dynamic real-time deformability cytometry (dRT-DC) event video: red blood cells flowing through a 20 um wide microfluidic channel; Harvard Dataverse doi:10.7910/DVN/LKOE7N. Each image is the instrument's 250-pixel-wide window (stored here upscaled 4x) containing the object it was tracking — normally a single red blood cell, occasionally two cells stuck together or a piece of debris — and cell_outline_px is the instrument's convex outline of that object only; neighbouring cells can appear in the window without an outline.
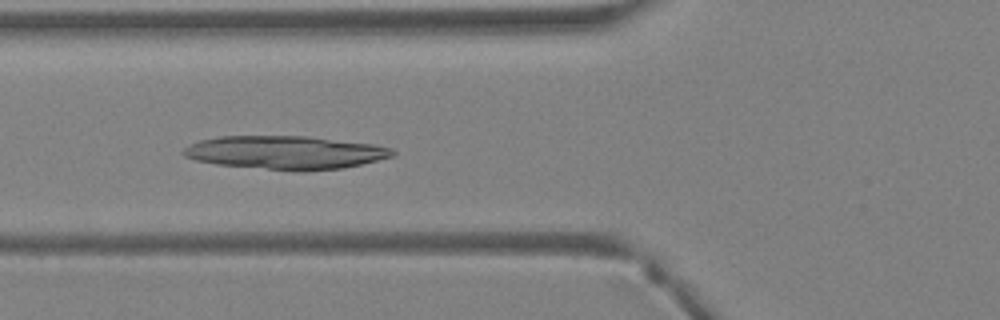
{"species": "Egyptian fruit bat (a non-hibernating species)", "species_latin": "Rousettus aegyptiacus", "temperature_condition": "warm", "stored_images_in_passage": 22, "camera_frame_rate_fps": 3000, "um_per_image_px": 0.085, "animal": {"sex": "female"}, "frame": {"image": 1, "passage_image": 15, "time_ms": 4.667, "image_size_px": [1000, 320], "cell_outline_px": [[396, 152], [392, 156], [360, 164], [340, 168], [300, 172], [296, 172], [216, 164], [196, 160], [184, 156], [180, 152], [184, 148], [200, 140], [220, 136], [304, 136], [376, 144], [392, 148]], "centroid_in_image_um": [24.24, 12.97], "position_along_channel_um": 101.6, "area_um2": 40.69}}
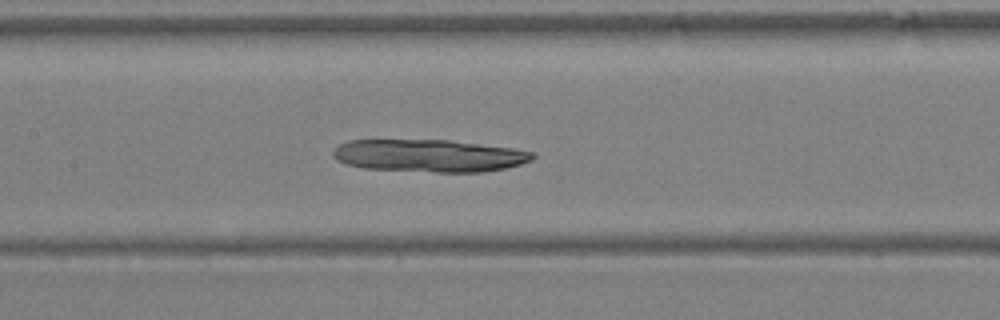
{"frame": {"image": 2, "passage_image": 19, "time_ms": 6.0, "image_size_px": [1000, 320], "cell_outline_px": [[536, 156], [532, 160], [520, 164], [504, 168], [484, 172], [436, 172], [364, 168], [348, 164], [336, 160], [332, 156], [332, 152], [340, 144], [348, 140], [448, 140], [512, 148], [536, 152]], "centroid_in_image_um": [36.49, 13.23], "position_along_channel_um": 170.9, "area_um2": 37.74}}
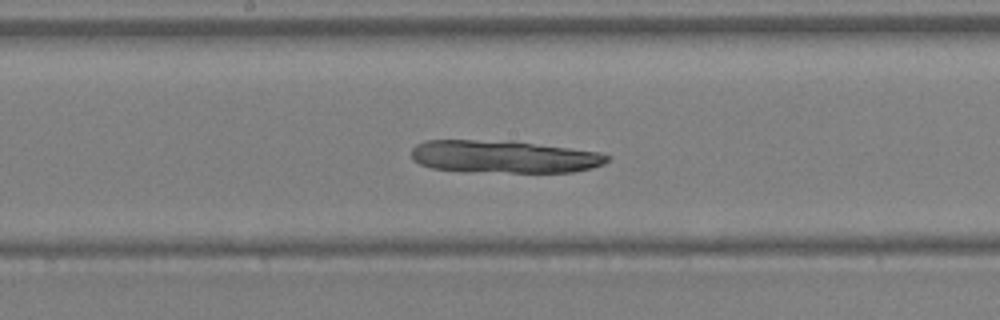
{"frame": {"image": 3, "passage_image": 21, "time_ms": 6.667, "image_size_px": [1000, 320], "cell_outline_px": [[612, 156], [604, 164], [592, 168], [572, 172], [464, 172], [432, 168], [420, 164], [412, 160], [412, 148], [416, 144], [424, 140], [512, 140], [600, 152]], "centroid_in_image_um": [42.82, 13.31], "position_along_channel_um": 205.4, "area_um2": 37.86}}